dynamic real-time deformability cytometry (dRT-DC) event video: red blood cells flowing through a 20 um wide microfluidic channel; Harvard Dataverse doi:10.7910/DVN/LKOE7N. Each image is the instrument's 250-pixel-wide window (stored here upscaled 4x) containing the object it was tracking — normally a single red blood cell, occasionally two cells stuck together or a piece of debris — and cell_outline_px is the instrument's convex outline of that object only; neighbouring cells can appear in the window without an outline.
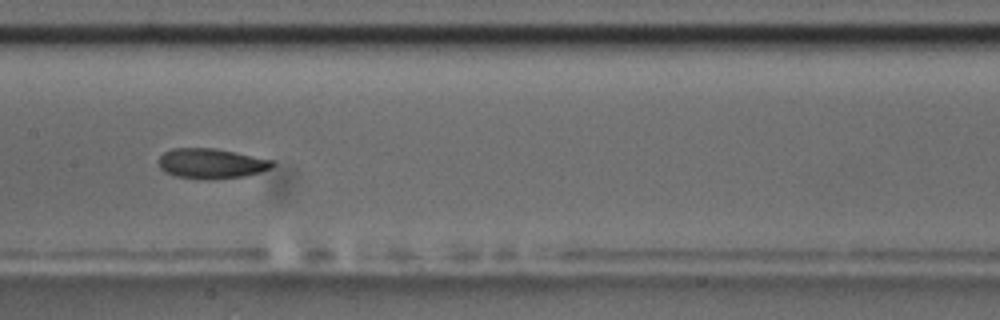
{"species": "common noctule bat (a hibernating species)", "species_latin": "Nyctalus noctula", "temperature_condition": "room temperature", "stored_images_in_passage": 13, "camera_frame_rate_fps": 3000, "um_per_image_px": 0.085, "animal": {"sex": "male", "body_mass_g": 17.5, "forearm_length_mm": 52.3}, "frame": {"image": 1, "passage_image": 10, "time_ms": 10.333, "image_size_px": [1000, 320], "cell_outline_px": [[276, 164], [260, 172], [244, 176], [200, 180], [176, 176], [164, 172], [160, 168], [160, 156], [164, 152], [172, 148], [216, 148], [236, 152], [272, 160]], "centroid_in_image_um": [17.93, 13.89], "position_along_channel_um": 189.5, "area_um2": 19.88}}